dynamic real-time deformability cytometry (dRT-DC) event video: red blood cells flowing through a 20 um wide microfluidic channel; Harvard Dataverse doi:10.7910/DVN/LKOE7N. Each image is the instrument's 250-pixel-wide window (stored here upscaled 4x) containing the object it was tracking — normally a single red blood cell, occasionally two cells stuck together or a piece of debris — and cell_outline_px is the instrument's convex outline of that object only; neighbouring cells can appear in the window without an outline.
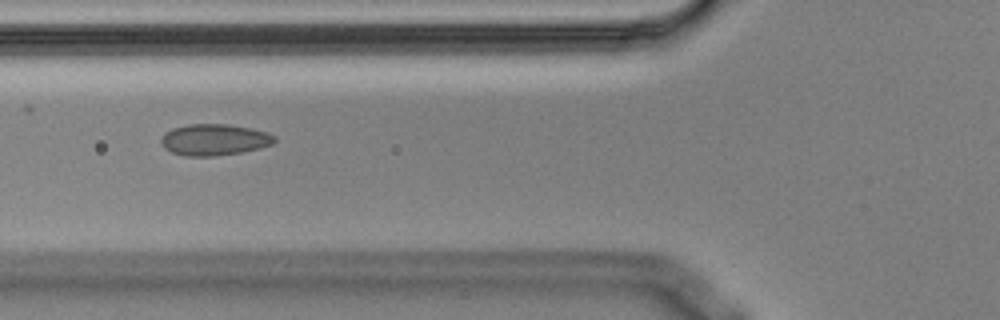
{"species": "Egyptian fruit bat (a non-hibernating species)", "species_latin": "Rousettus aegyptiacus", "temperature_condition": "cold", "stored_images_in_passage": 4, "camera_frame_rate_fps": 3000, "um_per_image_px": 0.085, "animal": {"sex": "male"}, "frame": {"image": 1, "passage_image": 2, "time_ms": 0.333, "image_size_px": [1000, 320], "cell_outline_px": [[276, 140], [272, 144], [260, 148], [240, 152], [216, 156], [184, 156], [172, 152], [164, 148], [160, 144], [160, 140], [164, 132], [172, 128], [188, 124], [228, 124], [252, 128], [268, 132], [276, 136]], "centroid_in_image_um": [18.2, 11.87], "position_along_channel_um": 107.6, "area_um2": 20.98}}
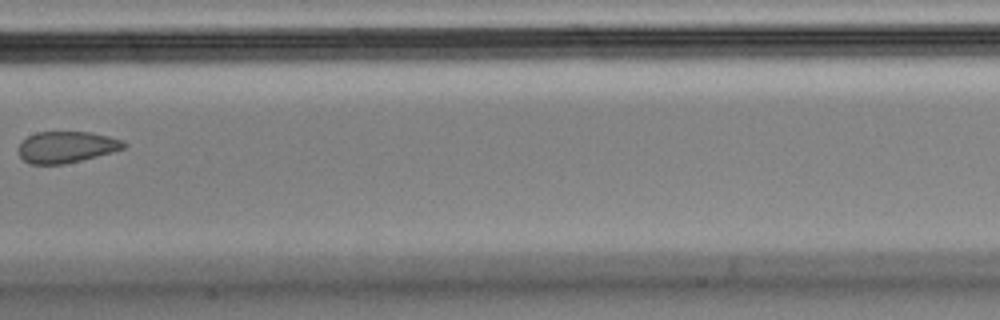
{"frame": {"image": 2, "passage_image": 4, "time_ms": 1.0, "image_size_px": [1000, 320], "cell_outline_px": [[128, 144], [124, 148], [112, 152], [64, 164], [28, 164], [20, 156], [20, 144], [28, 136], [36, 132], [92, 132], [124, 140]], "centroid_in_image_um": [5.68, 12.49], "position_along_channel_um": 201.7, "area_um2": 19.13}}